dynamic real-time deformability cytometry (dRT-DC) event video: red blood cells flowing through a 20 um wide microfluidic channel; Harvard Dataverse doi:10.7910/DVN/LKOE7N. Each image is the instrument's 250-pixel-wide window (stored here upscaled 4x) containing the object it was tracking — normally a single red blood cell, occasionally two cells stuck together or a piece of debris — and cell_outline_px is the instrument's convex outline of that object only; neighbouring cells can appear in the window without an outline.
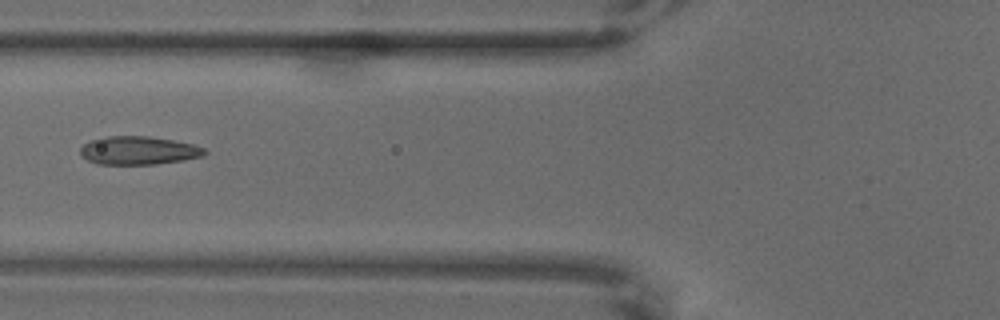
{"species": "common noctule bat (a hibernating species)", "species_latin": "Nyctalus noctula", "temperature_condition": "warm", "stored_images_in_passage": 10, "camera_frame_rate_fps": 3000, "um_per_image_px": 0.085, "animal": {"sex": "male", "body_mass_g": 18.8}, "frame": {"image": 1, "passage_image": 7, "time_ms": 2.0, "image_size_px": [1000, 320], "cell_outline_px": [[208, 152], [204, 156], [184, 160], [156, 164], [96, 164], [80, 156], [80, 148], [84, 144], [92, 140], [104, 136], [148, 136], [172, 140], [192, 144], [204, 148]], "centroid_in_image_um": [11.77, 12.79], "position_along_channel_um": 114.0, "area_um2": 20.58}}
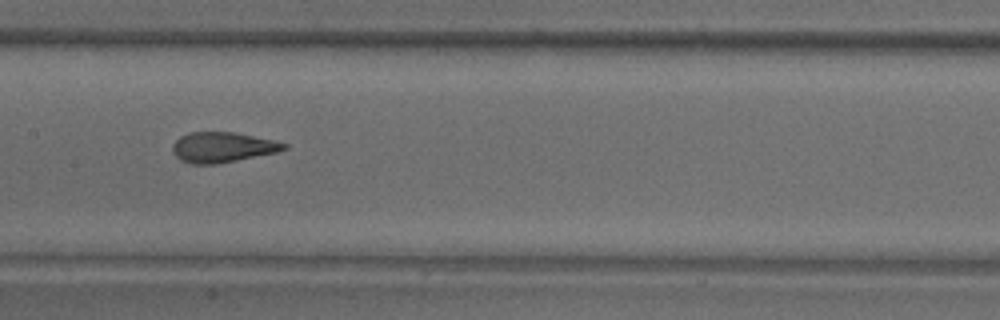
{"frame": {"image": 2, "passage_image": 9, "time_ms": 2.667, "image_size_px": [1000, 320], "cell_outline_px": [[288, 148], [276, 152], [216, 164], [192, 164], [180, 160], [172, 152], [172, 144], [180, 136], [188, 132], [232, 132], [276, 140], [288, 144]], "centroid_in_image_um": [18.89, 12.51], "position_along_channel_um": 188.5, "area_um2": 19.65}}
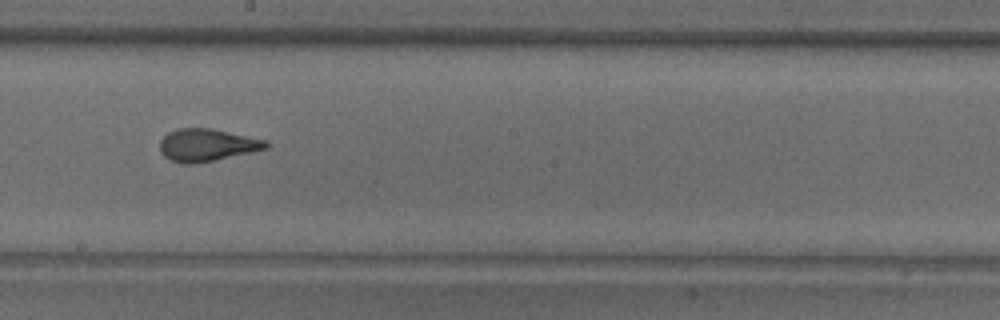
{"frame": {"image": 3, "passage_image": 10, "time_ms": 3.0, "image_size_px": [1000, 320], "cell_outline_px": [[268, 148], [252, 152], [216, 160], [192, 164], [184, 164], [172, 160], [164, 156], [160, 152], [160, 140], [168, 132], [176, 128], [212, 128], [268, 140]], "centroid_in_image_um": [17.6, 12.32], "position_along_channel_um": 230.6, "area_um2": 20.23}}